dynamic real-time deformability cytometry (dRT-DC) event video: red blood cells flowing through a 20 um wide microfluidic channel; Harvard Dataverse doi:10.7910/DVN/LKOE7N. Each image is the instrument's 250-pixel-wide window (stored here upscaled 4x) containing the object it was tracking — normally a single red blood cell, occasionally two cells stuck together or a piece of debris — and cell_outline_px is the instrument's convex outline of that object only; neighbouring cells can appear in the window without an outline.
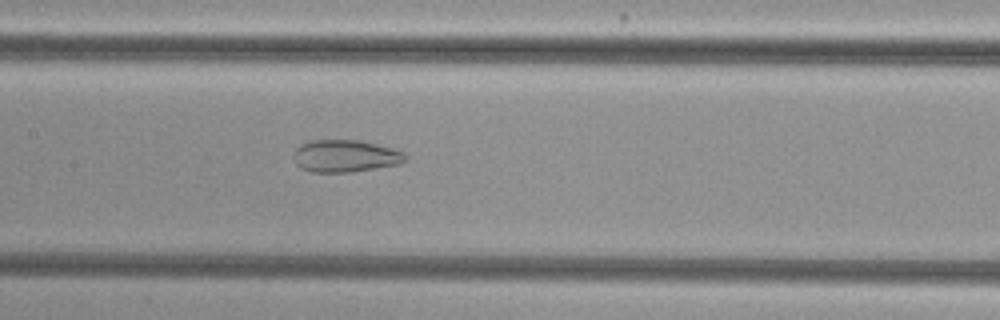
{"species": "common noctule bat (a hibernating species)", "species_latin": "Nyctalus noctula", "temperature_condition": "cold", "stored_images_in_passage": 34, "camera_frame_rate_fps": 3000, "um_per_image_px": 0.085, "animal": {"sex": "female", "body_mass_g": 29.2, "forearm_length_mm": 56.3}, "frame": {"image": 1, "passage_image": 10, "time_ms": 3.0, "image_size_px": [1000, 320], "cell_outline_px": [[404, 160], [400, 164], [348, 172], [312, 172], [300, 168], [296, 164], [292, 156], [296, 148], [300, 144], [312, 140], [360, 140], [392, 148], [404, 152]], "centroid_in_image_um": [29.29, 13.25], "position_along_channel_um": 178.1, "area_um2": 20.92}}
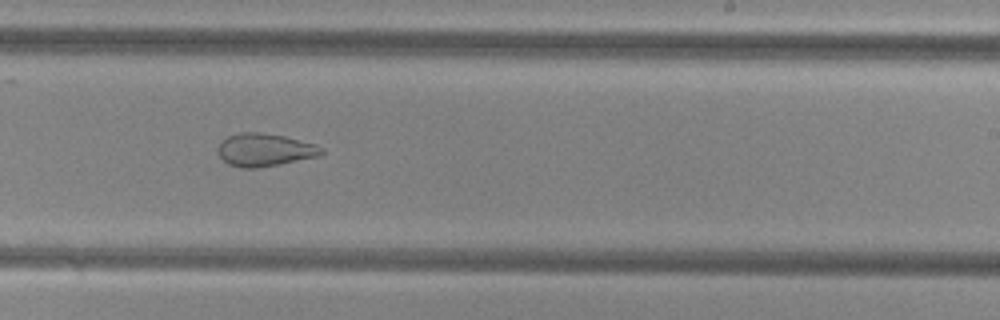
{"frame": {"image": 2, "passage_image": 17, "time_ms": 5.333, "image_size_px": [1000, 320], "cell_outline_px": [[324, 152], [320, 156], [280, 164], [256, 168], [240, 168], [228, 164], [220, 156], [216, 148], [220, 140], [228, 136], [240, 132], [260, 132], [284, 136], [316, 144], [324, 148]], "centroid_in_image_um": [22.49, 12.74], "position_along_channel_um": 266.5, "area_um2": 20.06}}
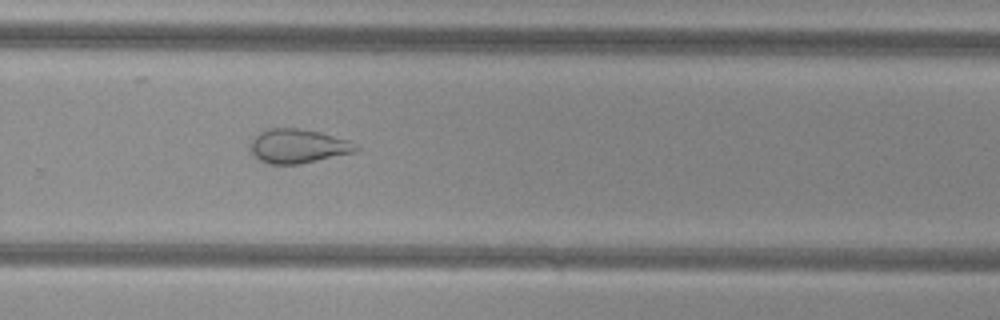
{"frame": {"image": 3, "passage_image": 20, "time_ms": 6.333, "image_size_px": [1000, 320], "cell_outline_px": [[360, 148], [352, 152], [300, 164], [268, 164], [260, 160], [252, 152], [252, 136], [268, 128], [300, 128], [320, 132], [348, 140]], "centroid_in_image_um": [25.3, 12.41], "position_along_channel_um": 304.5, "area_um2": 20.69}, "authors_computed_cell_mechanics": {"area_um2": 22.4553, "velocity_mm_per_s": 3.8026, "shape_relaxation_time_tau1_ms": null, "shape_relaxation_time_tau2_ms": 2.1428, "deformation_change_tau1": null, "deformation_change_tau2": 0.0986}}